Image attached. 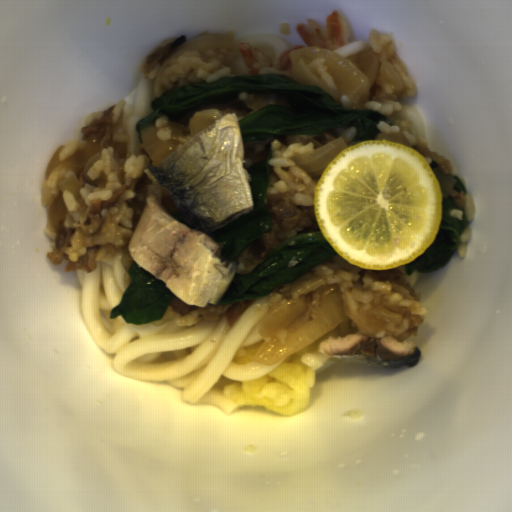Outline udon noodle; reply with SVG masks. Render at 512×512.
<instances>
[{
  "instance_id": "d5520da0",
  "label": "udon noodle",
  "mask_w": 512,
  "mask_h": 512,
  "mask_svg": "<svg viewBox=\"0 0 512 512\" xmlns=\"http://www.w3.org/2000/svg\"><path fill=\"white\" fill-rule=\"evenodd\" d=\"M121 258L101 262L92 272L78 271L80 318L93 344L107 353L111 368L140 382L177 387L188 405H212L224 413L235 406L224 387L253 380L279 364H235L232 354L264 336L260 329L269 309L266 297L253 299L236 319H207L198 310L180 313L168 304L148 323H126L113 307L121 304L129 284Z\"/></svg>"
},
{
  "instance_id": "a0691cae",
  "label": "udon noodle",
  "mask_w": 512,
  "mask_h": 512,
  "mask_svg": "<svg viewBox=\"0 0 512 512\" xmlns=\"http://www.w3.org/2000/svg\"><path fill=\"white\" fill-rule=\"evenodd\" d=\"M153 85V80L148 79L144 70L135 87L133 102L126 105L120 122L129 138V153L134 155L146 153L138 135L137 123L151 114V103L157 96Z\"/></svg>"
},
{
  "instance_id": "8dc81ce9",
  "label": "udon noodle",
  "mask_w": 512,
  "mask_h": 512,
  "mask_svg": "<svg viewBox=\"0 0 512 512\" xmlns=\"http://www.w3.org/2000/svg\"><path fill=\"white\" fill-rule=\"evenodd\" d=\"M228 47L233 55V65L237 76H250L249 68L239 50L241 43H250L259 52L269 56H277L290 47H294L277 36L267 34H252L243 38L230 41Z\"/></svg>"
},
{
  "instance_id": "b55badf4",
  "label": "udon noodle",
  "mask_w": 512,
  "mask_h": 512,
  "mask_svg": "<svg viewBox=\"0 0 512 512\" xmlns=\"http://www.w3.org/2000/svg\"><path fill=\"white\" fill-rule=\"evenodd\" d=\"M400 116L406 120L416 143L425 144L426 129L418 111L406 97L400 107Z\"/></svg>"
},
{
  "instance_id": "49779ff9",
  "label": "udon noodle",
  "mask_w": 512,
  "mask_h": 512,
  "mask_svg": "<svg viewBox=\"0 0 512 512\" xmlns=\"http://www.w3.org/2000/svg\"><path fill=\"white\" fill-rule=\"evenodd\" d=\"M335 52L339 56H341L343 59L351 63L356 68H359L358 60L360 56H362L365 53H368V42L366 39H351L350 42L345 44L344 46L331 51Z\"/></svg>"
}]
</instances>
